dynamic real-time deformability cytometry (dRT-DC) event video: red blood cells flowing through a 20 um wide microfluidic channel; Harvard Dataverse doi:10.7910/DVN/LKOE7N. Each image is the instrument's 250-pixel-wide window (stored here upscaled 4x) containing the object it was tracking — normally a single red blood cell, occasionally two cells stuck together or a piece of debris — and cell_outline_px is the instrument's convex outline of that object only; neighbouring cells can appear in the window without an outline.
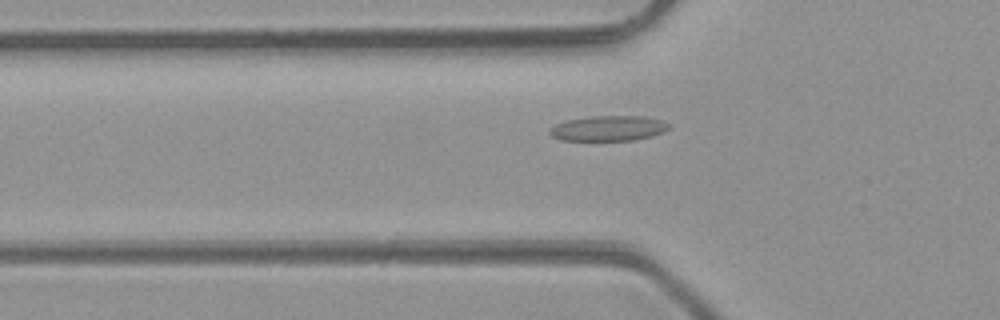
{"species": "common noctule bat (a hibernating species)", "species_latin": "Nyctalus noctula", "temperature_condition": "room temperature", "stored_images_in_passage": 48, "camera_frame_rate_fps": 3000, "um_per_image_px": 0.085, "animal": {"sex": "male", "body_mass_g": 23.1, "forearm_length_mm": 52.7}, "frame": {"image": 1, "passage_image": 16, "time_ms": 5.0, "image_size_px": [1000, 320], "cell_outline_px": [[668, 128], [664, 132], [652, 136], [632, 140], [560, 140], [552, 136], [548, 132], [556, 124], [564, 120], [592, 116], [644, 116], [660, 120], [668, 124]], "centroid_in_image_um": [51.69, 10.9], "position_along_channel_um": 74.1, "area_um2": 17.4}}
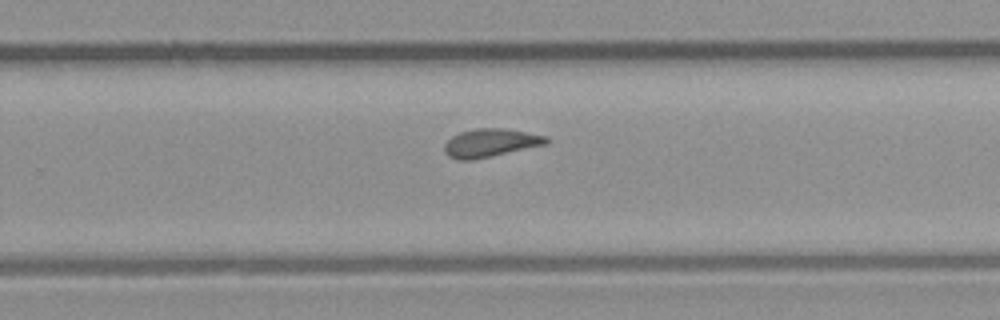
{"frame": {"image": 2, "passage_image": 31, "time_ms": 10.0, "image_size_px": [1000, 320], "cell_outline_px": [[548, 144], [492, 156], [472, 160], [456, 160], [448, 156], [444, 152], [444, 144], [452, 136], [460, 132], [476, 128], [500, 128], [548, 136]], "centroid_in_image_um": [41.66, 12.15], "position_along_channel_um": 288.1, "area_um2": 16.76}}
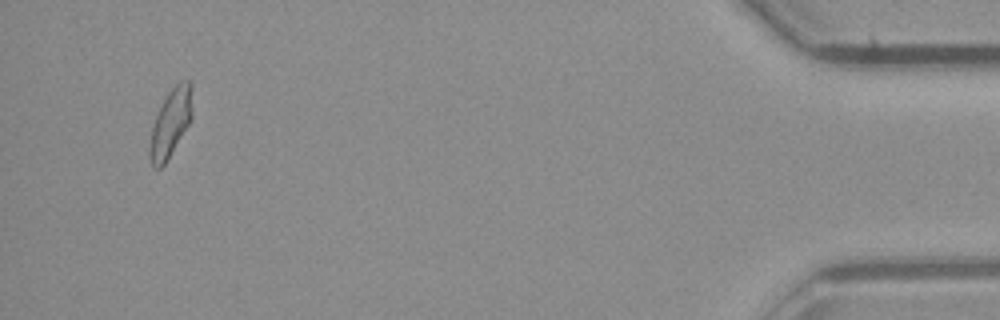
{"frame": {"image": 3, "passage_image": 46, "time_ms": 15.0, "image_size_px": [1000, 320], "cell_outline_px": [[192, 116], [188, 124], [164, 164], [160, 168], [152, 168], [148, 156], [148, 148], [152, 128], [156, 116], [168, 92], [180, 80], [192, 80]], "centroid_in_image_um": [14.49, 10.43], "position_along_channel_um": 420.7, "area_um2": 16.7}, "authors_computed_cell_mechanics": {"area_um2": 16.762, "velocity_mm_per_s": 4.2645, "shape_relaxation_time_tau1_ms": null, "shape_relaxation_time_tau2_ms": 1.7084, "deformation_change_tau1": null, "deformation_change_tau2": 0.1003}}